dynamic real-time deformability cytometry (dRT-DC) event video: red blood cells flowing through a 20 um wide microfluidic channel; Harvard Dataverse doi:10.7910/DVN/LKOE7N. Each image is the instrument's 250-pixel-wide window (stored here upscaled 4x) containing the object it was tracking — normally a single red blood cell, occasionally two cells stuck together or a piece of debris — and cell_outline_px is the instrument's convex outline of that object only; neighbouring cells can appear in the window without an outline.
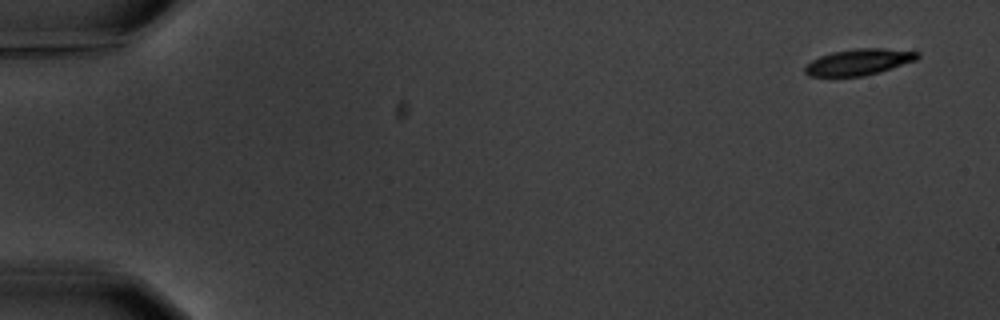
{"species": "common noctule bat (a hibernating species)", "species_latin": "Nyctalus noctula", "temperature_condition": "warm", "stored_images_in_passage": 10, "camera_frame_rate_fps": 3000, "um_per_image_px": 0.085, "animal": {"sex": "male", "body_mass_g": 20.1, "forearm_length_mm": 53.5}, "frame": {"image": 1, "passage_image": 1, "time_ms": 0.0, "image_size_px": [1000, 320], "cell_outline_px": [[920, 56], [916, 60], [880, 72], [864, 76], [808, 76], [804, 72], [804, 64], [820, 56], [832, 52], [856, 48], [884, 48], [920, 52]], "centroid_in_image_um": [72.98, 5.27], "position_along_channel_um": 12.0, "area_um2": 17.28}}
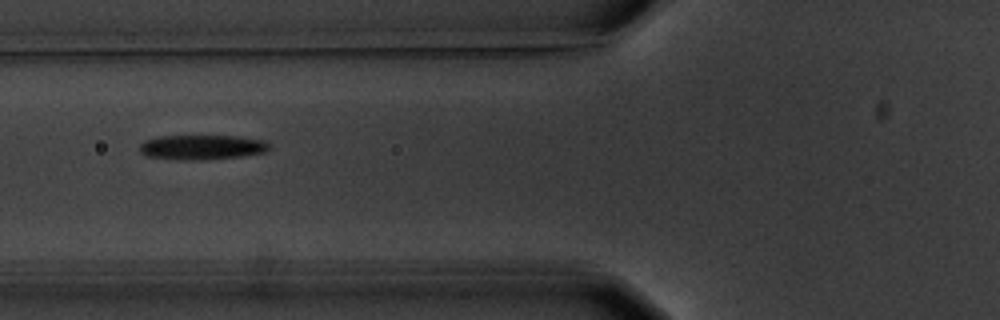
{"frame": {"image": 2, "passage_image": 6, "time_ms": 6.667, "image_size_px": [1000, 320], "cell_outline_px": [[272, 148], [268, 152], [244, 156], [200, 160], [180, 160], [144, 156], [140, 152], [140, 144], [144, 140], [160, 136], [240, 136], [264, 140], [272, 144]], "centroid_in_image_um": [17.22, 12.52], "position_along_channel_um": 108.6, "area_um2": 19.13}}